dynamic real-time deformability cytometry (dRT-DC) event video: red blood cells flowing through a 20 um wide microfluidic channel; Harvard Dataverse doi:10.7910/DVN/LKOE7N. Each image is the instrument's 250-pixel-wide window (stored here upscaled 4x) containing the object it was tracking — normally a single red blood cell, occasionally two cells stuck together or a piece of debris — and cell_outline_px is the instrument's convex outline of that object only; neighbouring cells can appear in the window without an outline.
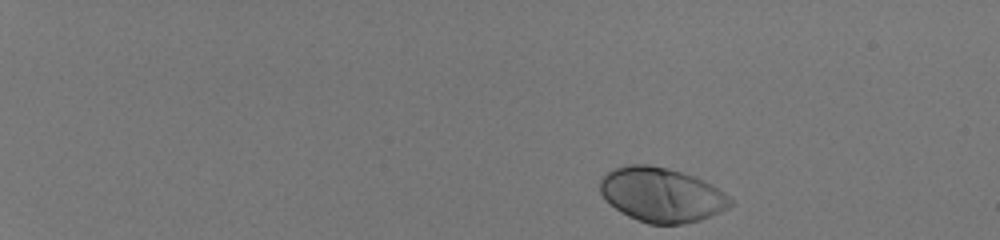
{"species": "human", "species_latin": "Homo sapiens", "temperature_condition": "room temperature", "stored_images_in_passage": 46, "camera_frame_rate_fps": 3000, "um_per_image_px": 0.085, "donor": {"sex": "male"}, "frame": {"image": 1, "passage_image": 1, "time_ms": 0.0, "image_size_px": [1000, 240], "cell_outline_px": [[732, 204], [728, 208], [720, 212], [700, 220], [680, 224], [648, 224], [636, 220], [620, 212], [600, 192], [600, 180], [608, 172], [616, 168], [628, 164], [648, 164], [668, 168], [696, 176], [712, 184], [724, 192], [732, 200]], "centroid_in_image_um": [56.26, 16.55], "position_along_channel_um": 28.7, "area_um2": 41.27}}
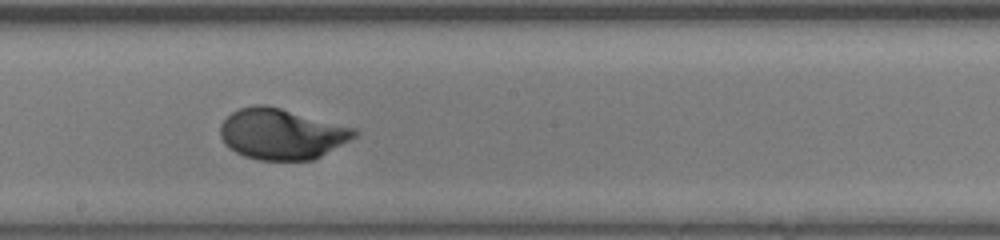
{"frame": {"image": 2, "passage_image": 27, "time_ms": 8.667, "image_size_px": [1000, 240], "cell_outline_px": [[360, 132], [356, 136], [320, 156], [312, 160], [260, 160], [244, 156], [228, 148], [224, 144], [220, 136], [220, 124], [232, 112], [240, 108], [252, 104], [264, 104], [280, 108], [356, 128]], "centroid_in_image_um": [23.91, 11.38], "position_along_channel_um": 224.3, "area_um2": 39.59}}
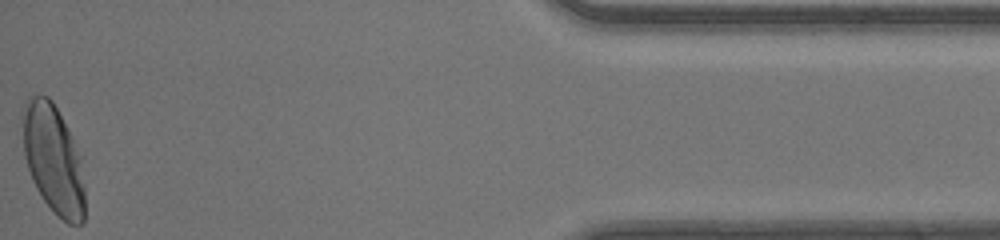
{"frame": {"image": 3, "passage_image": 46, "time_ms": 15.0, "image_size_px": [1000, 240], "cell_outline_px": [[84, 220], [80, 224], [68, 224], [44, 200], [36, 188], [32, 180], [24, 156], [20, 120], [20, 112], [28, 96], [48, 96], [52, 100], [80, 156], [84, 188]], "centroid_in_image_um": [4.47, 13.49], "position_along_channel_um": 430.7, "area_um2": 39.25}, "authors_computed_cell_mechanics": {"area_um2": 39.2462, "velocity_mm_per_s": 4.1087, "shape_relaxation_time_tau1_ms": 2.4019, "shape_relaxation_time_tau2_ms": null, "deformation_change_tau1": 0.1726, "deformation_change_tau2": null}}